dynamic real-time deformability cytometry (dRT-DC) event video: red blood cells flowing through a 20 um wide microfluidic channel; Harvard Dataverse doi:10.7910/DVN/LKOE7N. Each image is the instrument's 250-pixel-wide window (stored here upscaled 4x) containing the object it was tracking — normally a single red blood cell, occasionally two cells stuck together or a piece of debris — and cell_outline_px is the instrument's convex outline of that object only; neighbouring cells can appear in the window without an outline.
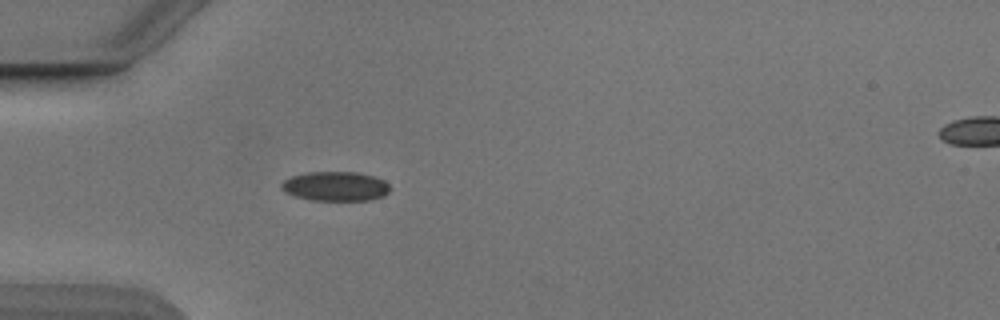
{"species": "Egyptian fruit bat (a non-hibernating species)", "species_latin": "Rousettus aegyptiacus", "temperature_condition": "cold", "stored_images_in_passage": 26, "camera_frame_rate_fps": 3000, "um_per_image_px": 0.085, "animal": {"sex": "male"}, "frame": {"image": 1, "passage_image": 2, "time_ms": 0.333, "image_size_px": [1000, 320], "cell_outline_px": [[392, 188], [384, 196], [368, 200], [312, 200], [296, 196], [284, 192], [280, 188], [280, 184], [284, 180], [292, 176], [308, 172], [356, 172], [372, 176], [384, 180]], "centroid_in_image_um": [28.51, 15.83], "position_along_channel_um": 56.5, "area_um2": 18.61}}
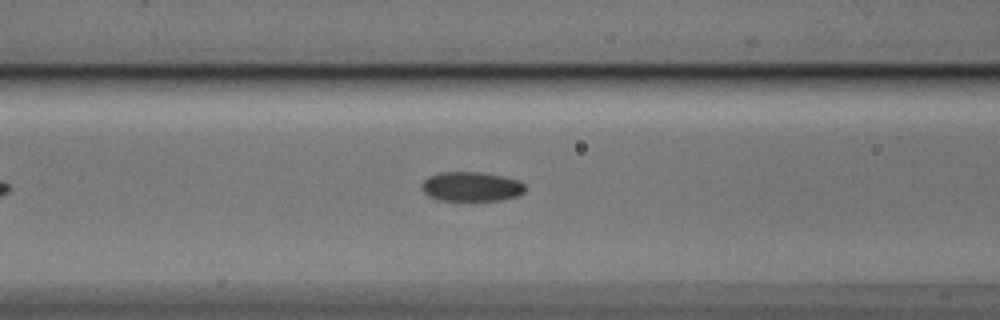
{"frame": {"image": 2, "passage_image": 8, "time_ms": 2.333, "image_size_px": [1000, 320], "cell_outline_px": [[528, 188], [520, 196], [500, 200], [436, 200], [428, 196], [420, 188], [420, 184], [428, 176], [440, 172], [480, 172], [504, 176], [520, 180]], "centroid_in_image_um": [40.08, 15.86], "position_along_channel_um": 126.5, "area_um2": 18.15}}
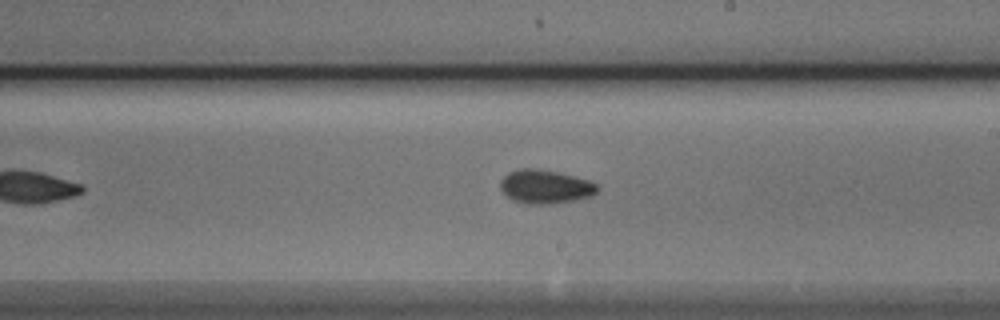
{"frame": {"image": 3, "passage_image": 17, "time_ms": 5.333, "image_size_px": [1000, 320], "cell_outline_px": [[600, 188], [592, 196], [576, 200], [552, 204], [528, 204], [512, 200], [500, 188], [500, 180], [508, 172], [520, 168], [536, 168], [560, 172], [588, 180], [596, 184]], "centroid_in_image_um": [46.35, 15.86], "position_along_channel_um": 242.6, "area_um2": 19.25}}